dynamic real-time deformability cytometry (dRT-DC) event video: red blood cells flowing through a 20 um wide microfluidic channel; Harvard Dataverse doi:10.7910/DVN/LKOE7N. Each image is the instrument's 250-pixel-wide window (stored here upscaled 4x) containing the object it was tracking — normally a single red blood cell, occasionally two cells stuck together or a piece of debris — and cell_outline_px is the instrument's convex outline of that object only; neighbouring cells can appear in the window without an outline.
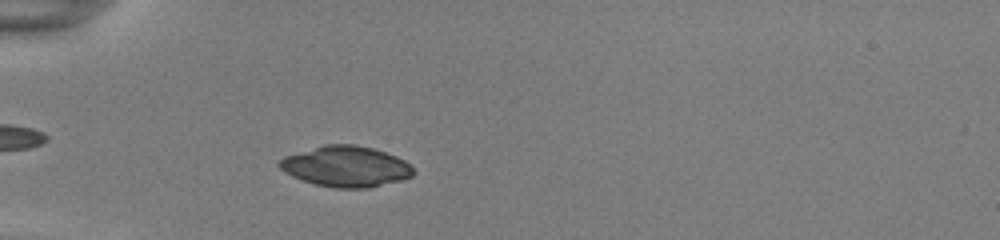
{"species": "common noctule bat (a hibernating species)", "species_latin": "Nyctalus noctula", "temperature_condition": "room temperature", "stored_images_in_passage": 45, "camera_frame_rate_fps": 3000, "um_per_image_px": 0.085, "animal": {"sex": "female", "body_mass_g": 22.0, "forearm_length_mm": 56.7}, "frame": {"image": 1, "passage_image": 9, "time_ms": 2.667, "image_size_px": [1000, 240], "cell_outline_px": [[416, 172], [412, 176], [404, 180], [368, 188], [336, 188], [316, 184], [292, 176], [284, 172], [276, 164], [284, 156], [324, 144], [356, 144], [372, 148], [396, 156], [404, 160]], "centroid_in_image_um": [29.41, 14.15], "position_along_channel_um": 55.6, "area_um2": 31.85}}
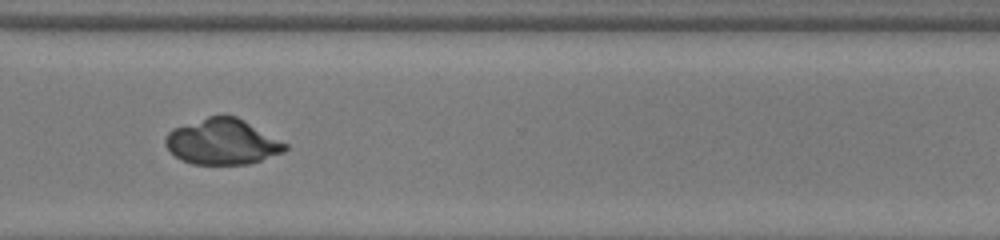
{"frame": {"image": 2, "passage_image": 33, "time_ms": 10.667, "image_size_px": [1000, 240], "cell_outline_px": [[288, 148], [284, 152], [248, 164], [192, 164], [180, 160], [164, 144], [164, 140], [168, 132], [172, 128], [208, 116], [236, 116], [244, 120], [288, 144]], "centroid_in_image_um": [18.88, 12.05], "position_along_channel_um": 351.7, "area_um2": 31.73}}
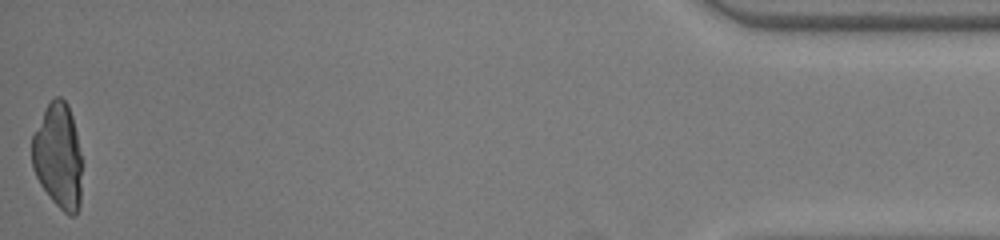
{"frame": {"image": 3, "passage_image": 45, "time_ms": 14.667, "image_size_px": [1000, 240], "cell_outline_px": [[80, 208], [76, 216], [68, 216], [52, 200], [40, 184], [32, 168], [32, 136], [48, 104], [56, 96], [60, 96], [68, 104], [72, 116], [76, 132], [80, 152]], "centroid_in_image_um": [4.94, 13.3], "position_along_channel_um": 430.3, "area_um2": 30.4}}